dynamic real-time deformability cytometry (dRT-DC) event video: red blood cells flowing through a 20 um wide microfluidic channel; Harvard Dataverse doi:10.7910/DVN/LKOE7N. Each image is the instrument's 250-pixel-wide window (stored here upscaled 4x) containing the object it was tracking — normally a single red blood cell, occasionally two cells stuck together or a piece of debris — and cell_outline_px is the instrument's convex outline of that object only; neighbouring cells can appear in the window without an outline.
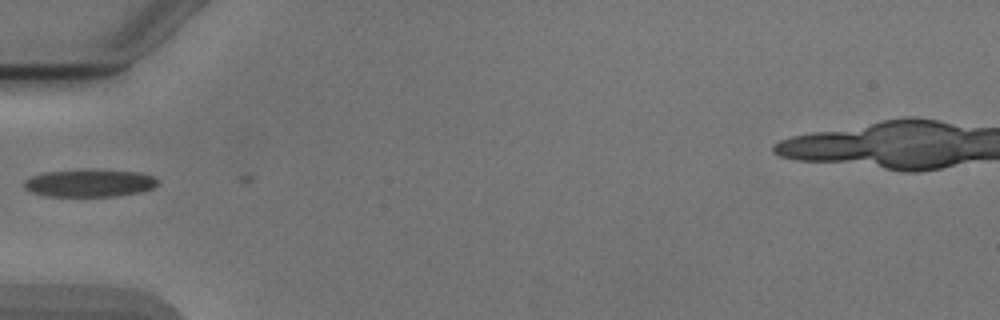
{"species": "Egyptian fruit bat (a non-hibernating species)", "species_latin": "Rousettus aegyptiacus", "temperature_condition": "cold", "stored_images_in_passage": 4, "camera_frame_rate_fps": 3000, "um_per_image_px": 0.085, "animal": {"sex": "male"}, "frame": {"image": 1, "passage_image": 2, "time_ms": 0.333, "image_size_px": [1000, 320], "cell_outline_px": [[160, 180], [152, 188], [140, 192], [116, 196], [44, 196], [32, 192], [24, 188], [24, 180], [32, 176], [48, 172], [136, 172], [156, 176]], "centroid_in_image_um": [7.62, 15.61], "position_along_channel_um": 77.4, "area_um2": 20.46}}